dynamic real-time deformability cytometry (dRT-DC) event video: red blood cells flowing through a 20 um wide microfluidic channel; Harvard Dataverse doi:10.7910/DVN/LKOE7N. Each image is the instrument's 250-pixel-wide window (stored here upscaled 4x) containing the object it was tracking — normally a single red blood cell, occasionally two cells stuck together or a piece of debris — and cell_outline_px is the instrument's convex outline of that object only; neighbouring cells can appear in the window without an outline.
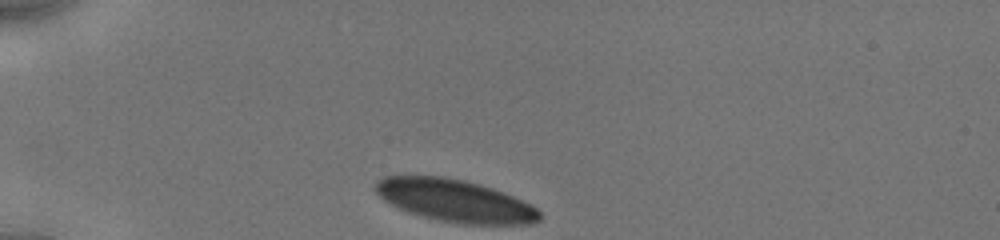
{"species": "human", "species_latin": "Homo sapiens", "temperature_condition": "cold", "stored_images_in_passage": 10, "camera_frame_rate_fps": 3000, "um_per_image_px": 0.085, "donor": {"sex": "male"}, "frame": {"image": 1, "passage_image": 1, "time_ms": 0.0, "image_size_px": [1000, 240], "cell_outline_px": [[540, 220], [532, 224], [460, 224], [440, 220], [408, 212], [384, 200], [372, 188], [376, 180], [384, 176], [444, 176], [464, 180], [480, 184], [504, 192], [532, 204], [540, 212]], "centroid_in_image_um": [38.68, 17.05], "position_along_channel_um": 46.3, "area_um2": 40.58}}
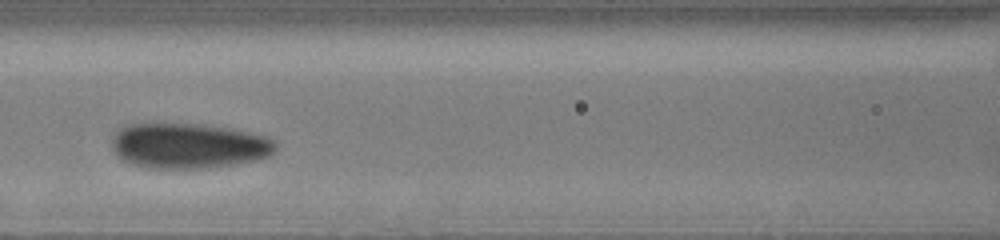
{"frame": {"image": 2, "passage_image": 5, "time_ms": 3.667, "image_size_px": [1000, 240], "cell_outline_px": [[276, 148], [268, 156], [256, 160], [212, 168], [144, 168], [120, 160], [116, 156], [112, 148], [112, 136], [120, 128], [128, 124], [192, 124], [228, 128], [248, 132], [264, 136], [272, 140], [276, 144]], "centroid_in_image_um": [15.96, 12.41], "position_along_channel_um": 150.6, "area_um2": 43.18}}
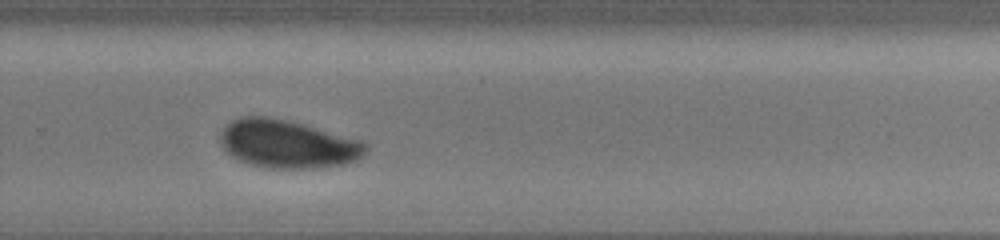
{"frame": {"image": 3, "passage_image": 9, "time_ms": 7.667, "image_size_px": [1000, 240], "cell_outline_px": [[368, 148], [364, 156], [356, 160], [344, 164], [316, 168], [272, 168], [248, 164], [236, 160], [224, 148], [220, 140], [224, 128], [232, 120], [240, 116], [268, 116], [364, 140], [368, 144]], "centroid_in_image_um": [24.48, 12.25], "position_along_channel_um": 305.3, "area_um2": 40.69}}